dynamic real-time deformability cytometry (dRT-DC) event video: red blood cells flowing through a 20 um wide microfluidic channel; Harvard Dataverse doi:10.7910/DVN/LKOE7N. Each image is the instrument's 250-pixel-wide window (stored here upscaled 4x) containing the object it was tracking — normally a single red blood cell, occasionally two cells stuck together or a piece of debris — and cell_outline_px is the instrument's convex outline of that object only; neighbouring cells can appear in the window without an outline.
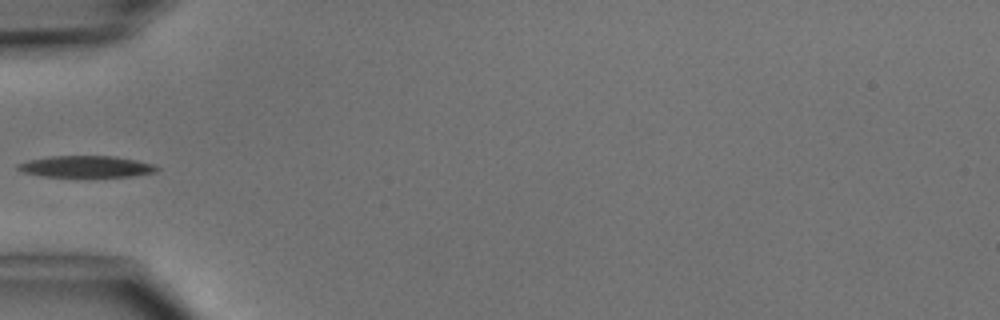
{"species": "common noctule bat (a hibernating species)", "species_latin": "Nyctalus noctula", "temperature_condition": "cold", "stored_images_in_passage": 5, "camera_frame_rate_fps": 3000, "um_per_image_px": 0.085, "animal": {"sex": "male", "body_mass_g": 15.6}, "frame": {"image": 1, "passage_image": 5, "time_ms": 5.0, "image_size_px": [1000, 320], "cell_outline_px": [[160, 168], [156, 172], [132, 176], [40, 176], [24, 172], [16, 168], [16, 164], [28, 160], [48, 156], [116, 156], [136, 160], [152, 164]], "centroid_in_image_um": [7.3, 14.15], "position_along_channel_um": 77.7, "area_um2": 17.34}}